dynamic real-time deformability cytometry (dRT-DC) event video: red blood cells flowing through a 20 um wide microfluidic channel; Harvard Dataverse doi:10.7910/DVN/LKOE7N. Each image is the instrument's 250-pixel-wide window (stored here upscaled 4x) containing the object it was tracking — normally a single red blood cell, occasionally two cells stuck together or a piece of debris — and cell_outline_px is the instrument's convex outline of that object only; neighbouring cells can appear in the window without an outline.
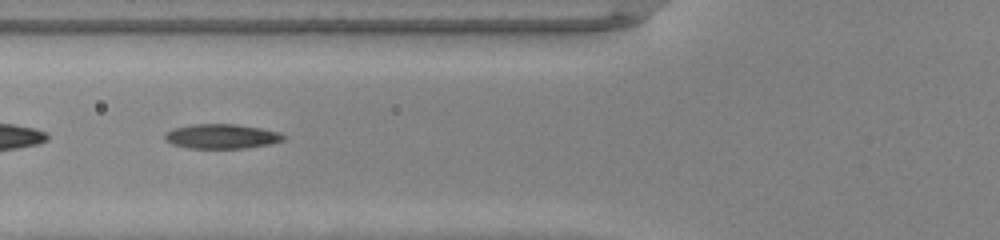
{"species": "common noctule bat (a hibernating species)", "species_latin": "Nyctalus noctula", "temperature_condition": "warm", "stored_images_in_passage": 30, "camera_frame_rate_fps": 3000, "um_per_image_px": 0.085, "animal": {"sex": "male", "body_mass_g": 20.0, "forearm_length_mm": 53.3}, "frame": {"image": 1, "passage_image": 5, "time_ms": 1.333, "image_size_px": [1000, 240], "cell_outline_px": [[288, 136], [284, 140], [268, 144], [244, 148], [188, 148], [172, 144], [164, 140], [164, 136], [172, 128], [192, 124], [236, 124], [260, 128], [280, 132]], "centroid_in_image_um": [18.84, 11.58], "position_along_channel_um": 107.0, "area_um2": 17.05}}
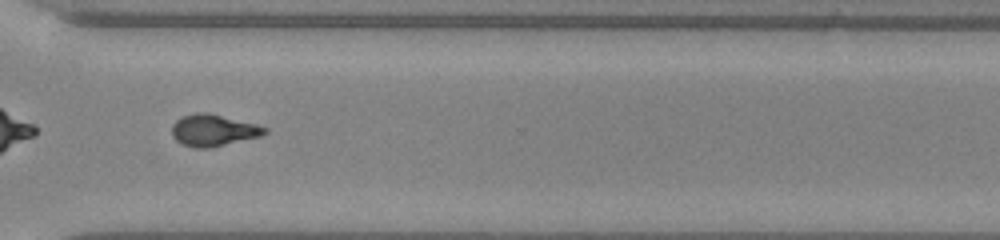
{"frame": {"image": 2, "passage_image": 22, "time_ms": 7.0, "image_size_px": [1000, 240], "cell_outline_px": [[268, 132], [260, 136], [212, 148], [192, 148], [180, 144], [172, 136], [172, 124], [176, 120], [184, 116], [196, 112], [208, 112], [256, 124], [268, 128]], "centroid_in_image_um": [18.12, 11.08], "position_along_channel_um": 352.5, "area_um2": 17.34}, "authors_computed_cell_mechanics": {"area_um2": 17.051, "velocity_mm_per_s": 4.3277, "shape_relaxation_time_tau1_ms": 5.2077, "shape_relaxation_time_tau2_ms": 2.0817, "deformation_change_tau1": 0.2183, "deformation_change_tau2": 0.0726}}